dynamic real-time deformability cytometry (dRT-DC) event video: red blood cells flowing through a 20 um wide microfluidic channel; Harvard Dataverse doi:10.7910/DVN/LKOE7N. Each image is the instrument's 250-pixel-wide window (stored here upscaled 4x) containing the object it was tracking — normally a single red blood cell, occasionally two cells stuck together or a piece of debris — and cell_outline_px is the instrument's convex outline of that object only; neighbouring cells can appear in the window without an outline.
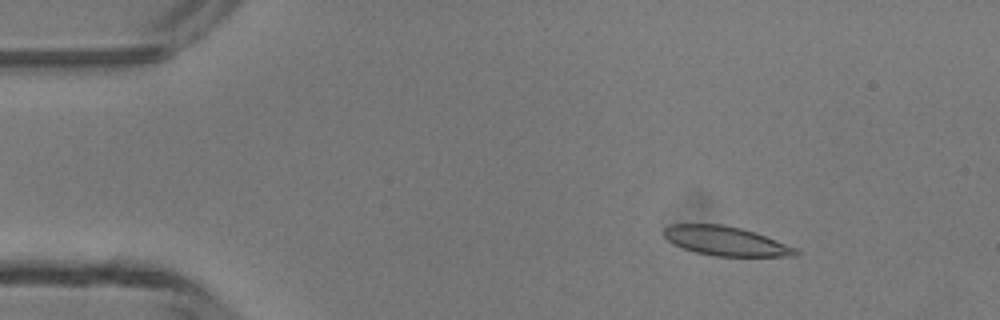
{"species": "common noctule bat (a hibernating species)", "species_latin": "Nyctalus noctula", "temperature_condition": "room temperature", "stored_images_in_passage": 12, "camera_frame_rate_fps": 3000, "um_per_image_px": 0.085, "animal": {"sex": "male", "body_mass_g": 13.3}, "frame": {"image": 1, "passage_image": 7, "time_ms": 2.0, "image_size_px": [1000, 320], "cell_outline_px": [[800, 252], [796, 256], [712, 256], [696, 252], [684, 248], [668, 240], [664, 236], [664, 228], [672, 224], [720, 224], [740, 228], [776, 240], [796, 248]], "centroid_in_image_um": [61.69, 20.49], "position_along_channel_um": 23.3, "area_um2": 22.08}}